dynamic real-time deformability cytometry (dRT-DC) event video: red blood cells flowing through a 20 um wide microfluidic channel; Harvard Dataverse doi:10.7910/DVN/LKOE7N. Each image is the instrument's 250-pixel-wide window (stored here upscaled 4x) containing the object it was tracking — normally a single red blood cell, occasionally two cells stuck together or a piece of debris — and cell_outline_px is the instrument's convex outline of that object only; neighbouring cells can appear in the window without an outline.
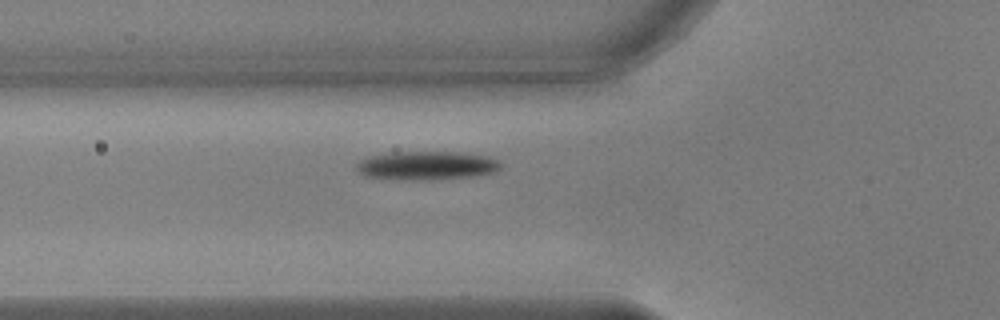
{"species": "common noctule bat (a hibernating species)", "species_latin": "Nyctalus noctula", "temperature_condition": "warm", "stored_images_in_passage": 39, "camera_frame_rate_fps": 3000, "um_per_image_px": 0.085, "animal": {"sex": "male", "body_mass_g": 17.9, "forearm_length_mm": 54.2}, "frame": {"image": 1, "passage_image": 7, "time_ms": 2.0, "image_size_px": [1000, 320], "cell_outline_px": [[504, 164], [496, 172], [468, 176], [432, 180], [400, 180], [364, 176], [356, 168], [356, 164], [360, 160], [368, 156], [392, 152], [456, 152], [484, 156], [496, 160]], "centroid_in_image_um": [36.22, 14.08], "position_along_channel_um": 89.6, "area_um2": 24.04}}
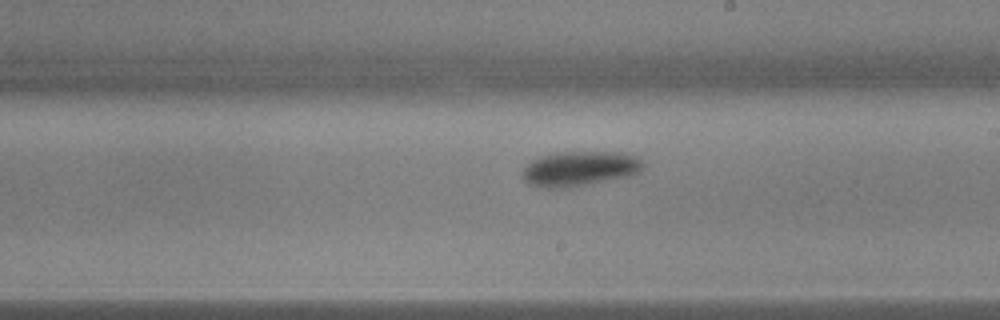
{"frame": {"image": 2, "passage_image": 19, "time_ms": 6.0, "image_size_px": [1000, 320], "cell_outline_px": [[644, 168], [640, 172], [628, 176], [564, 188], [544, 188], [528, 184], [524, 180], [524, 168], [532, 160], [540, 156], [564, 152], [624, 152], [636, 156], [644, 164]], "centroid_in_image_um": [49.3, 14.33], "position_along_channel_um": 239.7, "area_um2": 24.28}}
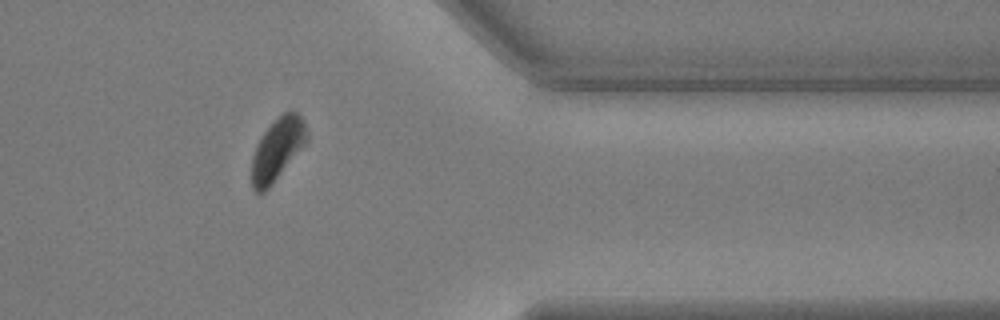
{"frame": {"image": 3, "passage_image": 32, "time_ms": 10.333, "image_size_px": [1000, 320], "cell_outline_px": [[308, 140], [272, 184], [264, 192], [256, 192], [252, 188], [252, 156], [256, 144], [264, 132], [284, 112], [292, 108], [300, 116], [308, 132]], "centroid_in_image_um": [23.57, 12.68], "position_along_channel_um": 387.8, "area_um2": 19.65}, "authors_computed_cell_mechanics": {"area_um2": 23.9292, "velocity_mm_per_s": 3.7514, "shape_relaxation_time_tau1_ms": 3.5723, "shape_relaxation_time_tau2_ms": null, "deformation_change_tau1": 0.1867, "deformation_change_tau2": null}}